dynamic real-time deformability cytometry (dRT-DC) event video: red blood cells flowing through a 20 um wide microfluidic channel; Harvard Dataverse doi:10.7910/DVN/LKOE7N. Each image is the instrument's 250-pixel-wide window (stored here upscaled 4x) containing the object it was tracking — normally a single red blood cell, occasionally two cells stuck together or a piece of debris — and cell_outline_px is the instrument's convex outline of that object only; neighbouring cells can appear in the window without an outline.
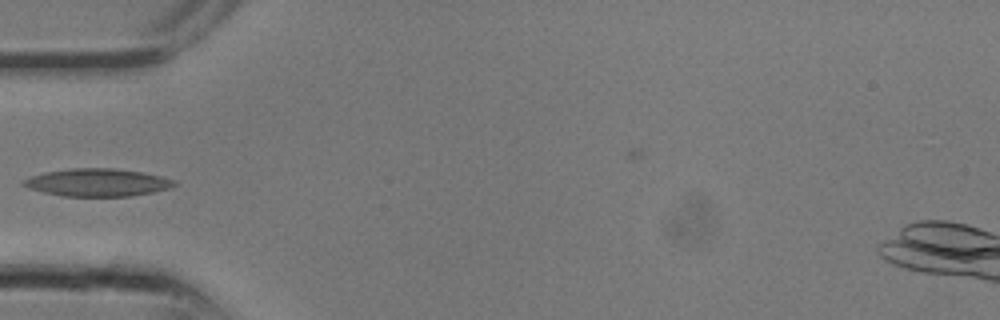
{"species": "common noctule bat (a hibernating species)", "species_latin": "Nyctalus noctula", "temperature_condition": "room temperature", "stored_images_in_passage": 5, "camera_frame_rate_fps": 3000, "um_per_image_px": 0.085, "animal": {"sex": "male", "body_mass_g": 13.3}, "frame": {"image": 1, "passage_image": 1, "time_ms": 0.0, "image_size_px": [1000, 320], "cell_outline_px": [[176, 184], [168, 188], [152, 192], [132, 196], [64, 196], [44, 192], [20, 184], [20, 180], [32, 176], [48, 172], [72, 168], [116, 168], [140, 172], [160, 176], [176, 180]], "centroid_in_image_um": [8.28, 15.51], "position_along_channel_um": 76.7, "area_um2": 24.04}}
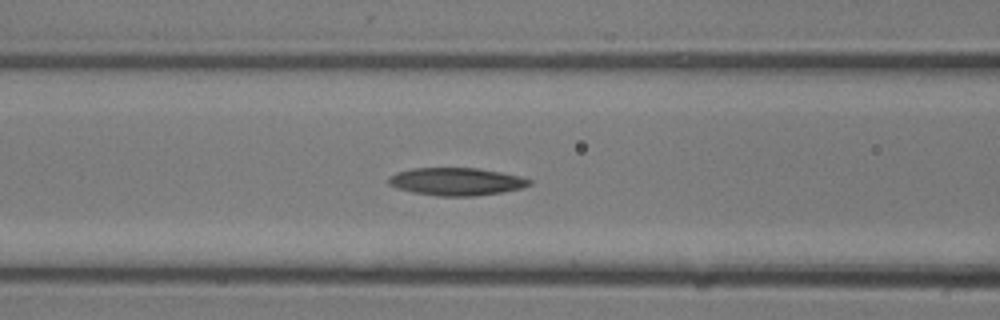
{"frame": {"image": 2, "passage_image": 3, "time_ms": 0.667, "image_size_px": [1000, 320], "cell_outline_px": [[532, 184], [524, 188], [504, 192], [476, 196], [436, 196], [412, 192], [396, 188], [388, 184], [388, 180], [396, 172], [412, 168], [476, 168], [500, 172], [520, 176], [532, 180]], "centroid_in_image_um": [38.82, 15.44], "position_along_channel_um": 127.8, "area_um2": 22.89}}
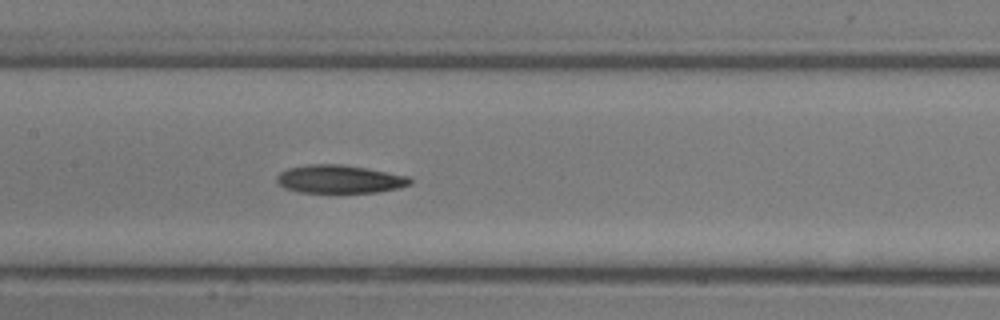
{"frame": {"image": 3, "passage_image": 5, "time_ms": 1.333, "image_size_px": [1000, 320], "cell_outline_px": [[412, 184], [400, 188], [376, 192], [300, 192], [284, 188], [276, 184], [276, 176], [280, 172], [288, 168], [308, 164], [340, 164], [364, 168], [408, 176], [412, 180]], "centroid_in_image_um": [28.82, 15.23], "position_along_channel_um": 178.6, "area_um2": 21.85}}